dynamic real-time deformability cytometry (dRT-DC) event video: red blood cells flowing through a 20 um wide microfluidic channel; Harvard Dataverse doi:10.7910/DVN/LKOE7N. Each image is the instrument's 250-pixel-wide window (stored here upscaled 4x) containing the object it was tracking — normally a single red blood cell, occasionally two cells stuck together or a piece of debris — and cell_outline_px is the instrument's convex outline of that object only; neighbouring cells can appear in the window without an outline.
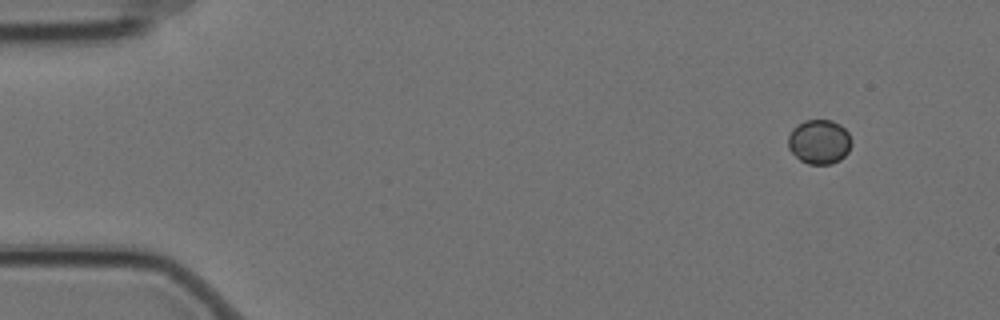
{"species": "Egyptian fruit bat (a non-hibernating species)", "species_latin": "Rousettus aegyptiacus", "temperature_condition": "cold", "stored_images_in_passage": 5, "camera_frame_rate_fps": 3000, "um_per_image_px": 0.085, "animal": {"sex": "female"}, "frame": {"image": 1, "passage_image": 1, "time_ms": 0.0, "image_size_px": [1000, 320], "cell_outline_px": [[852, 144], [848, 152], [840, 160], [832, 164], [808, 164], [800, 160], [788, 148], [788, 136], [792, 128], [796, 124], [804, 120], [832, 120], [840, 124], [848, 132], [852, 140]], "centroid_in_image_um": [69.64, 12.04], "position_along_channel_um": 15.4, "area_um2": 16.65}}
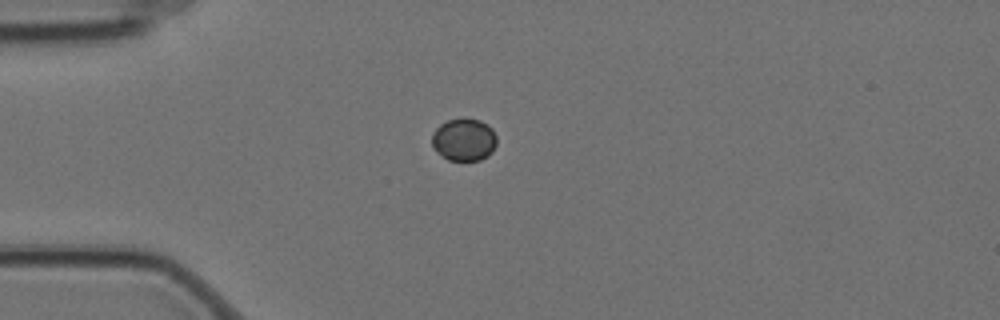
{"frame": {"image": 2, "passage_image": 4, "time_ms": 1.0, "image_size_px": [1000, 320], "cell_outline_px": [[496, 144], [492, 152], [488, 156], [480, 160], [448, 160], [432, 144], [432, 132], [440, 124], [448, 120], [464, 116], [480, 120], [488, 124], [492, 128], [496, 136]], "centroid_in_image_um": [39.47, 11.83], "position_along_channel_um": 45.5, "area_um2": 16.18}}